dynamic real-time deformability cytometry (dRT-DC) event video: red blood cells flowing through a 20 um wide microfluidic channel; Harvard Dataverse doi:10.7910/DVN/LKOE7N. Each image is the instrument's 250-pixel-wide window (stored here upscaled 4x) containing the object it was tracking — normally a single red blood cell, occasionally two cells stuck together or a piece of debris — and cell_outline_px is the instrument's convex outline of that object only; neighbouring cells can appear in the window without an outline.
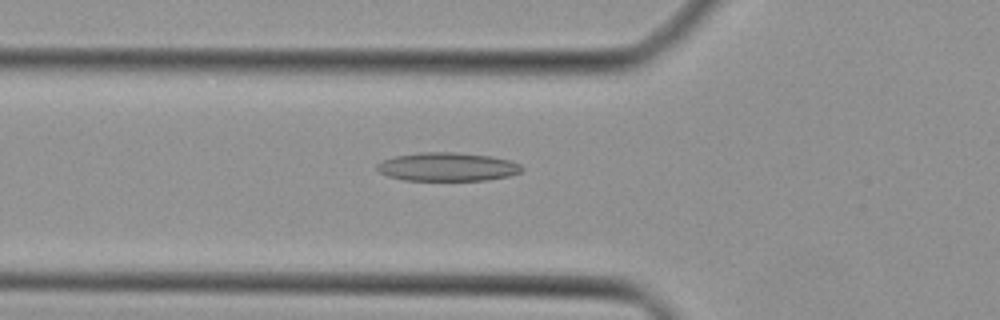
{"species": "Egyptian fruit bat (a non-hibernating species)", "species_latin": "Rousettus aegyptiacus", "temperature_condition": "cold", "stored_images_in_passage": 34, "camera_frame_rate_fps": 3000, "um_per_image_px": 0.085, "animal": {"sex": "female"}, "frame": {"image": 1, "passage_image": 5, "time_ms": 1.333, "image_size_px": [1000, 320], "cell_outline_px": [[524, 168], [520, 172], [508, 176], [488, 180], [404, 180], [388, 176], [380, 172], [376, 168], [376, 164], [392, 156], [420, 152], [452, 152], [492, 156], [508, 160], [520, 164]], "centroid_in_image_um": [38.01, 14.17], "position_along_channel_um": 87.8, "area_um2": 24.1}}
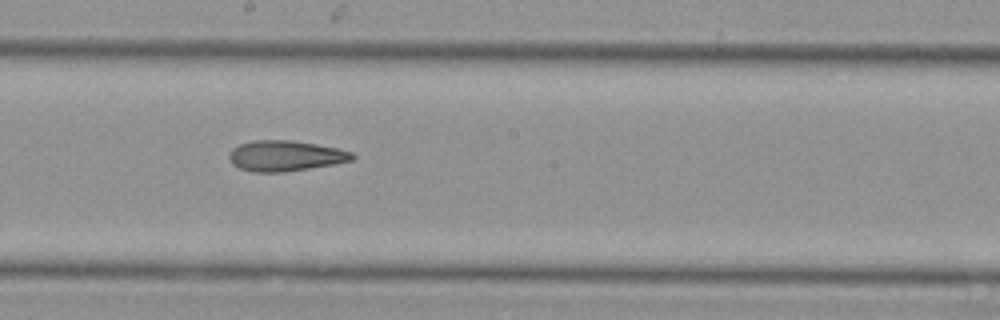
{"frame": {"image": 2, "passage_image": 14, "time_ms": 4.333, "image_size_px": [1000, 320], "cell_outline_px": [[356, 156], [352, 160], [332, 164], [284, 172], [256, 172], [240, 168], [232, 164], [228, 156], [228, 152], [232, 148], [240, 144], [252, 140], [292, 140], [316, 144], [336, 148], [352, 152]], "centroid_in_image_um": [24.21, 13.23], "position_along_channel_um": 224.0, "area_um2": 21.85}}
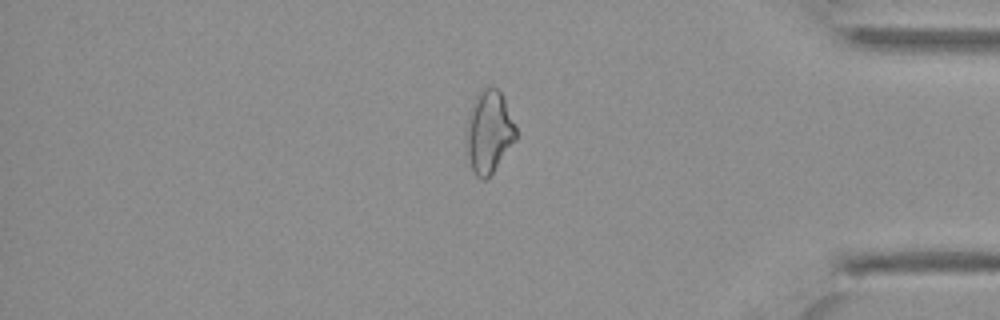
{"frame": {"image": 3, "passage_image": 27, "time_ms": 8.667, "image_size_px": [1000, 320], "cell_outline_px": [[516, 140], [492, 172], [484, 180], [480, 180], [476, 176], [472, 168], [468, 156], [468, 128], [472, 100], [484, 88], [496, 88], [504, 96], [516, 128]], "centroid_in_image_um": [41.6, 11.2], "position_along_channel_um": 393.6, "area_um2": 23.12}}